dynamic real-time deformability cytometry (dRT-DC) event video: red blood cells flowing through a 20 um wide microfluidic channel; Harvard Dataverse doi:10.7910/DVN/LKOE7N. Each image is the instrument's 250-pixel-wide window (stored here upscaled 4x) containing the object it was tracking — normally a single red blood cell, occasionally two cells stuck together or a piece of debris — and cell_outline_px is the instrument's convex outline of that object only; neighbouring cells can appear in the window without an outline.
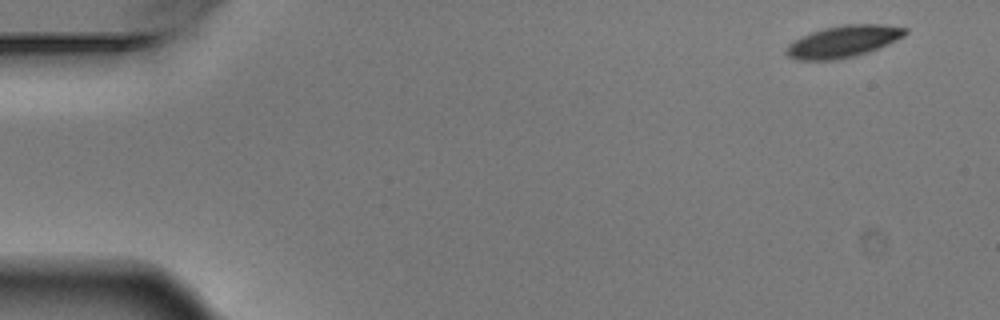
{"species": "Egyptian fruit bat (a non-hibernating species)", "species_latin": "Rousettus aegyptiacus", "temperature_condition": "warm", "stored_images_in_passage": 6, "camera_frame_rate_fps": 3000, "um_per_image_px": 0.085, "animal": {"sex": "male"}, "frame": {"image": 1, "passage_image": 1, "time_ms": 0.0, "image_size_px": [1000, 320], "cell_outline_px": [[908, 32], [904, 36], [868, 52], [856, 56], [836, 60], [796, 60], [788, 56], [784, 52], [788, 44], [800, 36], [824, 28], [844, 24], [884, 24], [908, 28]], "centroid_in_image_um": [71.65, 3.52], "position_along_channel_um": 13.3, "area_um2": 22.14}}
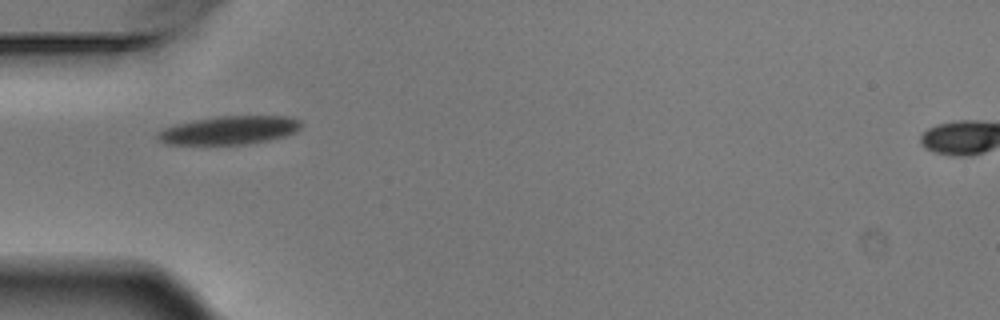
{"frame": {"image": 2, "passage_image": 5, "time_ms": 1.333, "image_size_px": [1000, 320], "cell_outline_px": [[300, 128], [296, 132], [284, 136], [268, 140], [248, 144], [164, 144], [156, 140], [156, 132], [164, 128], [176, 124], [216, 116], [288, 116], [300, 120]], "centroid_in_image_um": [19.45, 11.07], "position_along_channel_um": 65.5, "area_um2": 23.76}}
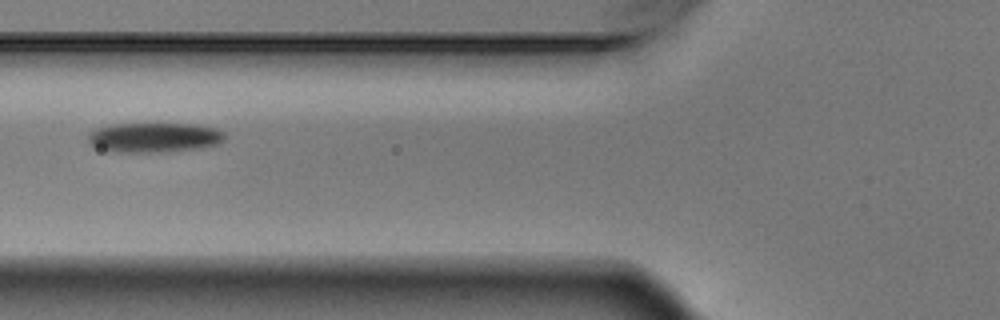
{"frame": {"image": 3, "passage_image": 6, "time_ms": 1.667, "image_size_px": [1000, 320], "cell_outline_px": [[224, 136], [220, 144], [196, 148], [160, 152], [116, 152], [92, 148], [88, 144], [88, 136], [96, 128], [108, 124], [196, 124], [216, 128], [224, 132]], "centroid_in_image_um": [13.04, 11.68], "position_along_channel_um": 112.8, "area_um2": 23.81}}